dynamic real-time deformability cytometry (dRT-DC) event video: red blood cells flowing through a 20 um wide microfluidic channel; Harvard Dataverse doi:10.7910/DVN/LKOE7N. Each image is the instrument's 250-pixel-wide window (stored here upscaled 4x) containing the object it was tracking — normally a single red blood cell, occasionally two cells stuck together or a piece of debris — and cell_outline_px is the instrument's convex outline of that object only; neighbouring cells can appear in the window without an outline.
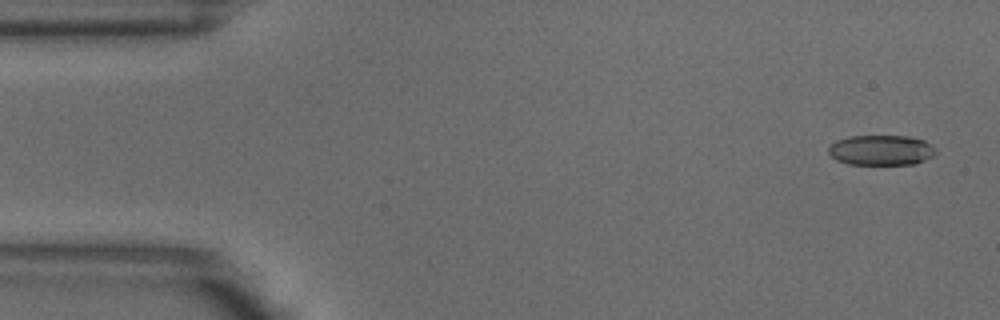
{"species": "common noctule bat (a hibernating species)", "species_latin": "Nyctalus noctula", "temperature_condition": "warm", "stored_images_in_passage": 4, "camera_frame_rate_fps": 3000, "um_per_image_px": 0.085, "animal": {"sex": "male", "body_mass_g": 18.8}, "frame": {"image": 1, "passage_image": 1, "time_ms": 0.0, "image_size_px": [1000, 320], "cell_outline_px": [[936, 152], [932, 156], [916, 164], [848, 164], [836, 160], [828, 152], [828, 148], [836, 140], [848, 136], [908, 136], [924, 140], [936, 148]], "centroid_in_image_um": [74.89, 12.76], "position_along_channel_um": 10.1, "area_um2": 18.9}}
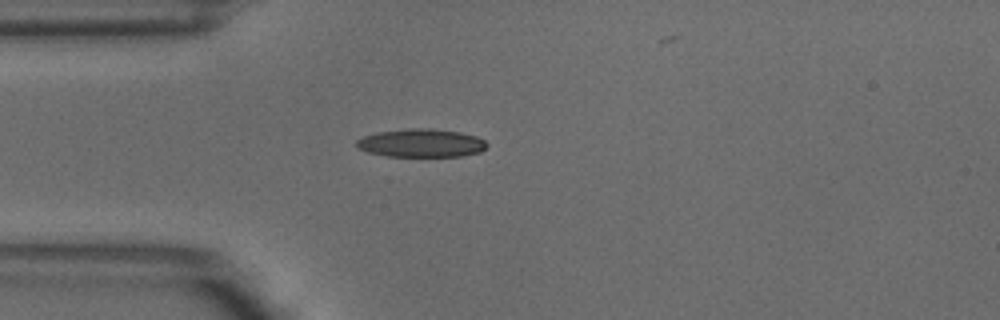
{"frame": {"image": 2, "passage_image": 4, "time_ms": 1.0, "image_size_px": [1000, 320], "cell_outline_px": [[488, 144], [480, 152], [460, 156], [388, 156], [368, 152], [356, 148], [356, 140], [364, 136], [376, 132], [412, 128], [428, 128], [460, 132], [476, 136], [484, 140]], "centroid_in_image_um": [35.78, 12.15], "position_along_channel_um": 49.2, "area_um2": 21.39}}